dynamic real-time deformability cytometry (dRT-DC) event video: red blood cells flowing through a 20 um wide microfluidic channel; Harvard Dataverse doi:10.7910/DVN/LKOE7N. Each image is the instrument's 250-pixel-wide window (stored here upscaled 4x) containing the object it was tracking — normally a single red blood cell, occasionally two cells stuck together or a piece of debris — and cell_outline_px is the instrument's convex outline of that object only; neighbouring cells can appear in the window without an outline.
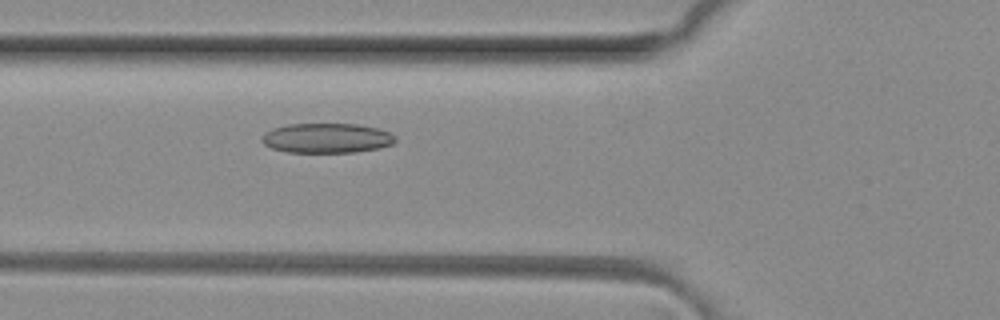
{"species": "common noctule bat (a hibernating species)", "species_latin": "Nyctalus noctula", "temperature_condition": "room temperature", "stored_images_in_passage": 4, "camera_frame_rate_fps": 3000, "um_per_image_px": 0.085, "animal": {"sex": "female", "body_mass_g": 29.2, "forearm_length_mm": 56.3}, "frame": {"image": 1, "passage_image": 4, "time_ms": 1.0, "image_size_px": [1000, 320], "cell_outline_px": [[396, 140], [392, 144], [380, 148], [356, 152], [288, 152], [272, 148], [264, 144], [260, 140], [264, 132], [272, 128], [288, 124], [356, 124], [380, 128], [396, 136]], "centroid_in_image_um": [27.77, 11.73], "position_along_channel_um": 98.0, "area_um2": 23.29}}